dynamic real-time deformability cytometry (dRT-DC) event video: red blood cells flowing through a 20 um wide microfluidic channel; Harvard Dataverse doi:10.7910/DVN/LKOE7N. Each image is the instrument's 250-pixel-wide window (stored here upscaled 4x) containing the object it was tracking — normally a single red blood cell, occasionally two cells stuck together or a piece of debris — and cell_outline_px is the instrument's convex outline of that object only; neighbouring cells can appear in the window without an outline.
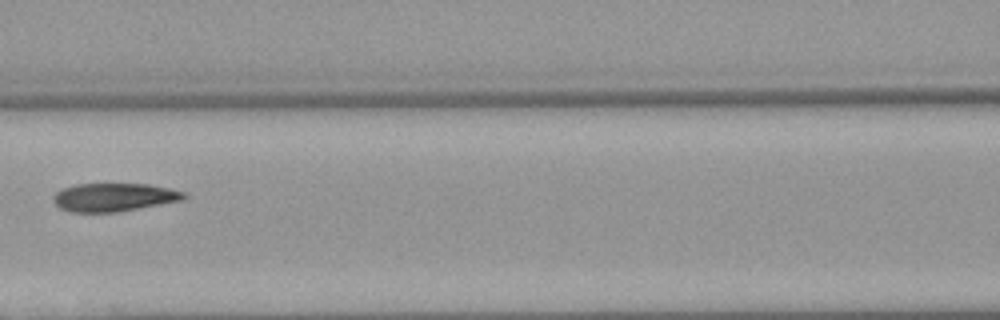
{"species": "Egyptian fruit bat (a non-hibernating species)", "species_latin": "Rousettus aegyptiacus", "temperature_condition": "warm", "stored_images_in_passage": 6, "camera_frame_rate_fps": 3000, "um_per_image_px": 0.085, "animal": {"sex": "female"}, "frame": {"image": 1, "passage_image": 6, "time_ms": 5.667, "image_size_px": [1000, 320], "cell_outline_px": [[188, 196], [184, 200], [120, 212], [68, 212], [60, 208], [52, 200], [52, 196], [56, 192], [64, 188], [76, 184], [148, 184], [168, 188], [184, 192]], "centroid_in_image_um": [9.69, 16.77], "position_along_channel_um": 156.9, "area_um2": 21.68}}